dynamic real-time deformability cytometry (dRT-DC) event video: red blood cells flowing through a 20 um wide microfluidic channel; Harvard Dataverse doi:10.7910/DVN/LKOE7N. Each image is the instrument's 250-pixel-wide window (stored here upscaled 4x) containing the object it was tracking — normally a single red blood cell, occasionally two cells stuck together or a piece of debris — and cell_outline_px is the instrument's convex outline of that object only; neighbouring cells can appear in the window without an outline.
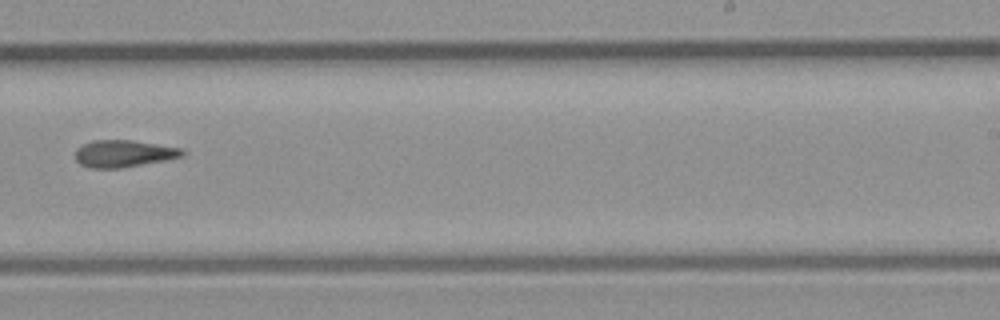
{"species": "common noctule bat (a hibernating species)", "species_latin": "Nyctalus noctula", "temperature_condition": "room temperature", "stored_images_in_passage": 6, "camera_frame_rate_fps": 3000, "um_per_image_px": 0.085, "animal": {"sex": "male", "body_mass_g": 23.1, "forearm_length_mm": 52.7}, "frame": {"image": 1, "passage_image": 6, "time_ms": 1.667, "image_size_px": [1000, 320], "cell_outline_px": [[188, 152], [184, 156], [168, 160], [120, 168], [88, 168], [80, 164], [76, 160], [76, 148], [92, 140], [132, 140], [184, 148]], "centroid_in_image_um": [10.57, 13.05], "position_along_channel_um": 278.4, "area_um2": 17.17}}